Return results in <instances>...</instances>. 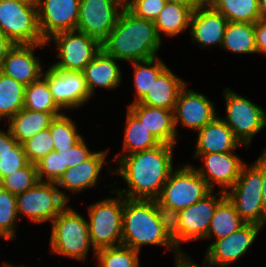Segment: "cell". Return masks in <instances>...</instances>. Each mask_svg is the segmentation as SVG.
<instances>
[{
    "label": "cell",
    "mask_w": 266,
    "mask_h": 267,
    "mask_svg": "<svg viewBox=\"0 0 266 267\" xmlns=\"http://www.w3.org/2000/svg\"><path fill=\"white\" fill-rule=\"evenodd\" d=\"M175 145L161 143L160 145L121 157L116 164L119 167L110 172L118 174L128 185V188L111 190L125 198L152 200L157 199L163 185L173 171V150Z\"/></svg>",
    "instance_id": "1"
},
{
    "label": "cell",
    "mask_w": 266,
    "mask_h": 267,
    "mask_svg": "<svg viewBox=\"0 0 266 267\" xmlns=\"http://www.w3.org/2000/svg\"><path fill=\"white\" fill-rule=\"evenodd\" d=\"M161 42L153 21L138 18L125 7L102 49L117 60L136 62L157 57Z\"/></svg>",
    "instance_id": "2"
},
{
    "label": "cell",
    "mask_w": 266,
    "mask_h": 267,
    "mask_svg": "<svg viewBox=\"0 0 266 267\" xmlns=\"http://www.w3.org/2000/svg\"><path fill=\"white\" fill-rule=\"evenodd\" d=\"M161 245L167 251H181L168 239L158 220L154 199H129L124 197L122 215V245L140 252L142 245Z\"/></svg>",
    "instance_id": "3"
},
{
    "label": "cell",
    "mask_w": 266,
    "mask_h": 267,
    "mask_svg": "<svg viewBox=\"0 0 266 267\" xmlns=\"http://www.w3.org/2000/svg\"><path fill=\"white\" fill-rule=\"evenodd\" d=\"M87 221L75 209L66 206L51 221V252L85 261L88 251L92 248L95 257L96 250L91 244Z\"/></svg>",
    "instance_id": "4"
},
{
    "label": "cell",
    "mask_w": 266,
    "mask_h": 267,
    "mask_svg": "<svg viewBox=\"0 0 266 267\" xmlns=\"http://www.w3.org/2000/svg\"><path fill=\"white\" fill-rule=\"evenodd\" d=\"M106 198L88 206V229L91 244L97 251L122 245V215L124 197Z\"/></svg>",
    "instance_id": "5"
},
{
    "label": "cell",
    "mask_w": 266,
    "mask_h": 267,
    "mask_svg": "<svg viewBox=\"0 0 266 267\" xmlns=\"http://www.w3.org/2000/svg\"><path fill=\"white\" fill-rule=\"evenodd\" d=\"M261 170L253 163H245L235 184L225 194L234 205L239 216L246 223H254L262 228L266 223V211L262 198Z\"/></svg>",
    "instance_id": "6"
},
{
    "label": "cell",
    "mask_w": 266,
    "mask_h": 267,
    "mask_svg": "<svg viewBox=\"0 0 266 267\" xmlns=\"http://www.w3.org/2000/svg\"><path fill=\"white\" fill-rule=\"evenodd\" d=\"M0 32L14 44L46 43L38 24L34 1H0Z\"/></svg>",
    "instance_id": "7"
},
{
    "label": "cell",
    "mask_w": 266,
    "mask_h": 267,
    "mask_svg": "<svg viewBox=\"0 0 266 267\" xmlns=\"http://www.w3.org/2000/svg\"><path fill=\"white\" fill-rule=\"evenodd\" d=\"M65 193L57 188L56 182L39 181L31 189L16 195L18 216L26 215L36 224L51 222L69 202Z\"/></svg>",
    "instance_id": "8"
},
{
    "label": "cell",
    "mask_w": 266,
    "mask_h": 267,
    "mask_svg": "<svg viewBox=\"0 0 266 267\" xmlns=\"http://www.w3.org/2000/svg\"><path fill=\"white\" fill-rule=\"evenodd\" d=\"M211 191L195 167L186 164L173 169L157 200L180 211L203 199Z\"/></svg>",
    "instance_id": "9"
},
{
    "label": "cell",
    "mask_w": 266,
    "mask_h": 267,
    "mask_svg": "<svg viewBox=\"0 0 266 267\" xmlns=\"http://www.w3.org/2000/svg\"><path fill=\"white\" fill-rule=\"evenodd\" d=\"M224 98L227 113L222 120L242 145L249 148L252 138L266 126V112L230 88L224 89Z\"/></svg>",
    "instance_id": "10"
},
{
    "label": "cell",
    "mask_w": 266,
    "mask_h": 267,
    "mask_svg": "<svg viewBox=\"0 0 266 267\" xmlns=\"http://www.w3.org/2000/svg\"><path fill=\"white\" fill-rule=\"evenodd\" d=\"M51 40L58 49L57 56L60 59L51 66L64 71L83 72L85 66L102 50V44L97 39L78 30L57 33L46 44H50Z\"/></svg>",
    "instance_id": "11"
},
{
    "label": "cell",
    "mask_w": 266,
    "mask_h": 267,
    "mask_svg": "<svg viewBox=\"0 0 266 267\" xmlns=\"http://www.w3.org/2000/svg\"><path fill=\"white\" fill-rule=\"evenodd\" d=\"M124 8L125 0H80L76 30L97 39L102 44L116 26Z\"/></svg>",
    "instance_id": "12"
},
{
    "label": "cell",
    "mask_w": 266,
    "mask_h": 267,
    "mask_svg": "<svg viewBox=\"0 0 266 267\" xmlns=\"http://www.w3.org/2000/svg\"><path fill=\"white\" fill-rule=\"evenodd\" d=\"M43 77L48 81L53 100L62 110L76 109L92 98L83 72L59 70L50 65Z\"/></svg>",
    "instance_id": "13"
},
{
    "label": "cell",
    "mask_w": 266,
    "mask_h": 267,
    "mask_svg": "<svg viewBox=\"0 0 266 267\" xmlns=\"http://www.w3.org/2000/svg\"><path fill=\"white\" fill-rule=\"evenodd\" d=\"M261 229L260 225L246 223L238 231L215 240L207 247L204 262L209 267H228L246 254Z\"/></svg>",
    "instance_id": "14"
},
{
    "label": "cell",
    "mask_w": 266,
    "mask_h": 267,
    "mask_svg": "<svg viewBox=\"0 0 266 267\" xmlns=\"http://www.w3.org/2000/svg\"><path fill=\"white\" fill-rule=\"evenodd\" d=\"M36 3L39 29L46 42L57 33L76 30L80 0H36Z\"/></svg>",
    "instance_id": "15"
},
{
    "label": "cell",
    "mask_w": 266,
    "mask_h": 267,
    "mask_svg": "<svg viewBox=\"0 0 266 267\" xmlns=\"http://www.w3.org/2000/svg\"><path fill=\"white\" fill-rule=\"evenodd\" d=\"M186 86L181 89L173 110L176 132L178 123L196 132L217 117L214 103Z\"/></svg>",
    "instance_id": "16"
},
{
    "label": "cell",
    "mask_w": 266,
    "mask_h": 267,
    "mask_svg": "<svg viewBox=\"0 0 266 267\" xmlns=\"http://www.w3.org/2000/svg\"><path fill=\"white\" fill-rule=\"evenodd\" d=\"M214 192L211 191L203 199L179 211L181 243L206 239L214 211L226 197L224 192Z\"/></svg>",
    "instance_id": "17"
},
{
    "label": "cell",
    "mask_w": 266,
    "mask_h": 267,
    "mask_svg": "<svg viewBox=\"0 0 266 267\" xmlns=\"http://www.w3.org/2000/svg\"><path fill=\"white\" fill-rule=\"evenodd\" d=\"M199 158H202L203 166L195 167L198 174L212 191L217 184L224 193L235 184L245 164L235 152L202 154Z\"/></svg>",
    "instance_id": "18"
},
{
    "label": "cell",
    "mask_w": 266,
    "mask_h": 267,
    "mask_svg": "<svg viewBox=\"0 0 266 267\" xmlns=\"http://www.w3.org/2000/svg\"><path fill=\"white\" fill-rule=\"evenodd\" d=\"M46 45V43L15 44L3 60L0 71L24 86L39 80L44 71L40 58L35 56V50Z\"/></svg>",
    "instance_id": "19"
},
{
    "label": "cell",
    "mask_w": 266,
    "mask_h": 267,
    "mask_svg": "<svg viewBox=\"0 0 266 267\" xmlns=\"http://www.w3.org/2000/svg\"><path fill=\"white\" fill-rule=\"evenodd\" d=\"M227 24L228 20L205 1L191 14L189 30L192 41L200 48L221 47Z\"/></svg>",
    "instance_id": "20"
},
{
    "label": "cell",
    "mask_w": 266,
    "mask_h": 267,
    "mask_svg": "<svg viewBox=\"0 0 266 267\" xmlns=\"http://www.w3.org/2000/svg\"><path fill=\"white\" fill-rule=\"evenodd\" d=\"M196 132L198 136L194 159L202 154L235 152L242 145L220 116Z\"/></svg>",
    "instance_id": "21"
},
{
    "label": "cell",
    "mask_w": 266,
    "mask_h": 267,
    "mask_svg": "<svg viewBox=\"0 0 266 267\" xmlns=\"http://www.w3.org/2000/svg\"><path fill=\"white\" fill-rule=\"evenodd\" d=\"M127 108L160 143L175 145L178 132L175 129L172 110L152 107L138 102L131 103Z\"/></svg>",
    "instance_id": "22"
},
{
    "label": "cell",
    "mask_w": 266,
    "mask_h": 267,
    "mask_svg": "<svg viewBox=\"0 0 266 267\" xmlns=\"http://www.w3.org/2000/svg\"><path fill=\"white\" fill-rule=\"evenodd\" d=\"M108 150L95 152L89 159L82 162L76 167L68 168L61 178L56 182L57 188L62 187L70 192H81L83 189H88L100 179L103 165H106V157ZM106 163V164H104Z\"/></svg>",
    "instance_id": "23"
},
{
    "label": "cell",
    "mask_w": 266,
    "mask_h": 267,
    "mask_svg": "<svg viewBox=\"0 0 266 267\" xmlns=\"http://www.w3.org/2000/svg\"><path fill=\"white\" fill-rule=\"evenodd\" d=\"M116 58L108 55L103 49L89 62L83 71L88 90L93 97L98 87L116 89L121 83V69Z\"/></svg>",
    "instance_id": "24"
},
{
    "label": "cell",
    "mask_w": 266,
    "mask_h": 267,
    "mask_svg": "<svg viewBox=\"0 0 266 267\" xmlns=\"http://www.w3.org/2000/svg\"><path fill=\"white\" fill-rule=\"evenodd\" d=\"M187 84L167 67L138 102L152 107L174 110L181 89Z\"/></svg>",
    "instance_id": "25"
},
{
    "label": "cell",
    "mask_w": 266,
    "mask_h": 267,
    "mask_svg": "<svg viewBox=\"0 0 266 267\" xmlns=\"http://www.w3.org/2000/svg\"><path fill=\"white\" fill-rule=\"evenodd\" d=\"M60 112H39L22 108L9 121L8 129L19 144H23L39 131L49 128Z\"/></svg>",
    "instance_id": "26"
},
{
    "label": "cell",
    "mask_w": 266,
    "mask_h": 267,
    "mask_svg": "<svg viewBox=\"0 0 266 267\" xmlns=\"http://www.w3.org/2000/svg\"><path fill=\"white\" fill-rule=\"evenodd\" d=\"M161 143L144 126V124L127 108L122 155H116V163L121 157L134 152L152 149Z\"/></svg>",
    "instance_id": "27"
},
{
    "label": "cell",
    "mask_w": 266,
    "mask_h": 267,
    "mask_svg": "<svg viewBox=\"0 0 266 267\" xmlns=\"http://www.w3.org/2000/svg\"><path fill=\"white\" fill-rule=\"evenodd\" d=\"M221 48L237 54L257 53L255 45V24L228 22Z\"/></svg>",
    "instance_id": "28"
},
{
    "label": "cell",
    "mask_w": 266,
    "mask_h": 267,
    "mask_svg": "<svg viewBox=\"0 0 266 267\" xmlns=\"http://www.w3.org/2000/svg\"><path fill=\"white\" fill-rule=\"evenodd\" d=\"M246 222L239 216L234 205L225 197L216 207L206 239L216 240L238 231Z\"/></svg>",
    "instance_id": "29"
},
{
    "label": "cell",
    "mask_w": 266,
    "mask_h": 267,
    "mask_svg": "<svg viewBox=\"0 0 266 267\" xmlns=\"http://www.w3.org/2000/svg\"><path fill=\"white\" fill-rule=\"evenodd\" d=\"M191 14L192 10L185 5L166 2L154 21L159 37L161 38V33L170 37L177 36L189 29Z\"/></svg>",
    "instance_id": "30"
},
{
    "label": "cell",
    "mask_w": 266,
    "mask_h": 267,
    "mask_svg": "<svg viewBox=\"0 0 266 267\" xmlns=\"http://www.w3.org/2000/svg\"><path fill=\"white\" fill-rule=\"evenodd\" d=\"M25 87L0 71V119L9 121L23 108Z\"/></svg>",
    "instance_id": "31"
},
{
    "label": "cell",
    "mask_w": 266,
    "mask_h": 267,
    "mask_svg": "<svg viewBox=\"0 0 266 267\" xmlns=\"http://www.w3.org/2000/svg\"><path fill=\"white\" fill-rule=\"evenodd\" d=\"M228 22L255 24L259 17L258 0H208Z\"/></svg>",
    "instance_id": "32"
},
{
    "label": "cell",
    "mask_w": 266,
    "mask_h": 267,
    "mask_svg": "<svg viewBox=\"0 0 266 267\" xmlns=\"http://www.w3.org/2000/svg\"><path fill=\"white\" fill-rule=\"evenodd\" d=\"M131 63L134 70L133 78L136 91L134 102L132 103H136L145 96L148 90H150L153 82L167 68V66L158 56L152 59Z\"/></svg>",
    "instance_id": "33"
},
{
    "label": "cell",
    "mask_w": 266,
    "mask_h": 267,
    "mask_svg": "<svg viewBox=\"0 0 266 267\" xmlns=\"http://www.w3.org/2000/svg\"><path fill=\"white\" fill-rule=\"evenodd\" d=\"M23 108L39 112L62 113V109L53 100L48 81L43 76L25 87Z\"/></svg>",
    "instance_id": "34"
},
{
    "label": "cell",
    "mask_w": 266,
    "mask_h": 267,
    "mask_svg": "<svg viewBox=\"0 0 266 267\" xmlns=\"http://www.w3.org/2000/svg\"><path fill=\"white\" fill-rule=\"evenodd\" d=\"M65 113L56 116L49 126L54 150L58 152L72 148L83 138L81 134H78L75 122Z\"/></svg>",
    "instance_id": "35"
},
{
    "label": "cell",
    "mask_w": 266,
    "mask_h": 267,
    "mask_svg": "<svg viewBox=\"0 0 266 267\" xmlns=\"http://www.w3.org/2000/svg\"><path fill=\"white\" fill-rule=\"evenodd\" d=\"M139 254L137 250L119 245L99 249L95 256L100 267H140Z\"/></svg>",
    "instance_id": "36"
},
{
    "label": "cell",
    "mask_w": 266,
    "mask_h": 267,
    "mask_svg": "<svg viewBox=\"0 0 266 267\" xmlns=\"http://www.w3.org/2000/svg\"><path fill=\"white\" fill-rule=\"evenodd\" d=\"M16 195L2 189L0 191V237L6 240H16L18 221Z\"/></svg>",
    "instance_id": "37"
},
{
    "label": "cell",
    "mask_w": 266,
    "mask_h": 267,
    "mask_svg": "<svg viewBox=\"0 0 266 267\" xmlns=\"http://www.w3.org/2000/svg\"><path fill=\"white\" fill-rule=\"evenodd\" d=\"M154 208L168 239L182 252L179 211L154 199Z\"/></svg>",
    "instance_id": "38"
},
{
    "label": "cell",
    "mask_w": 266,
    "mask_h": 267,
    "mask_svg": "<svg viewBox=\"0 0 266 267\" xmlns=\"http://www.w3.org/2000/svg\"><path fill=\"white\" fill-rule=\"evenodd\" d=\"M3 189L19 195L39 182L36 164L28 163L24 168L4 177Z\"/></svg>",
    "instance_id": "39"
},
{
    "label": "cell",
    "mask_w": 266,
    "mask_h": 267,
    "mask_svg": "<svg viewBox=\"0 0 266 267\" xmlns=\"http://www.w3.org/2000/svg\"><path fill=\"white\" fill-rule=\"evenodd\" d=\"M22 145L29 163L33 164H36L54 150L53 138L49 128L39 131Z\"/></svg>",
    "instance_id": "40"
},
{
    "label": "cell",
    "mask_w": 266,
    "mask_h": 267,
    "mask_svg": "<svg viewBox=\"0 0 266 267\" xmlns=\"http://www.w3.org/2000/svg\"><path fill=\"white\" fill-rule=\"evenodd\" d=\"M36 169L39 181L57 182L64 174L63 153L52 150L36 163Z\"/></svg>",
    "instance_id": "41"
},
{
    "label": "cell",
    "mask_w": 266,
    "mask_h": 267,
    "mask_svg": "<svg viewBox=\"0 0 266 267\" xmlns=\"http://www.w3.org/2000/svg\"><path fill=\"white\" fill-rule=\"evenodd\" d=\"M165 0H125V7L136 17L155 21L163 10Z\"/></svg>",
    "instance_id": "42"
},
{
    "label": "cell",
    "mask_w": 266,
    "mask_h": 267,
    "mask_svg": "<svg viewBox=\"0 0 266 267\" xmlns=\"http://www.w3.org/2000/svg\"><path fill=\"white\" fill-rule=\"evenodd\" d=\"M29 163L22 144H17L11 152L0 156V176L2 179Z\"/></svg>",
    "instance_id": "43"
},
{
    "label": "cell",
    "mask_w": 266,
    "mask_h": 267,
    "mask_svg": "<svg viewBox=\"0 0 266 267\" xmlns=\"http://www.w3.org/2000/svg\"><path fill=\"white\" fill-rule=\"evenodd\" d=\"M63 153V159H64V172L68 168L76 167L82 162L89 159L95 152L89 150V147H87V144L84 141V138H82L77 144H75L70 149L61 150Z\"/></svg>",
    "instance_id": "44"
},
{
    "label": "cell",
    "mask_w": 266,
    "mask_h": 267,
    "mask_svg": "<svg viewBox=\"0 0 266 267\" xmlns=\"http://www.w3.org/2000/svg\"><path fill=\"white\" fill-rule=\"evenodd\" d=\"M255 45L257 54L266 55V23L261 21L255 23Z\"/></svg>",
    "instance_id": "45"
},
{
    "label": "cell",
    "mask_w": 266,
    "mask_h": 267,
    "mask_svg": "<svg viewBox=\"0 0 266 267\" xmlns=\"http://www.w3.org/2000/svg\"><path fill=\"white\" fill-rule=\"evenodd\" d=\"M17 144V140L12 136L9 129L7 131L0 130V156L11 152Z\"/></svg>",
    "instance_id": "46"
},
{
    "label": "cell",
    "mask_w": 266,
    "mask_h": 267,
    "mask_svg": "<svg viewBox=\"0 0 266 267\" xmlns=\"http://www.w3.org/2000/svg\"><path fill=\"white\" fill-rule=\"evenodd\" d=\"M260 170H261V176L263 180L262 184V198H263V204L266 211V152L263 151L260 157L253 162Z\"/></svg>",
    "instance_id": "47"
},
{
    "label": "cell",
    "mask_w": 266,
    "mask_h": 267,
    "mask_svg": "<svg viewBox=\"0 0 266 267\" xmlns=\"http://www.w3.org/2000/svg\"><path fill=\"white\" fill-rule=\"evenodd\" d=\"M173 259L175 261V267H200L191 259L189 255L187 256L185 252H181L180 254H175ZM203 263L204 267H209L208 265H206L204 260Z\"/></svg>",
    "instance_id": "48"
},
{
    "label": "cell",
    "mask_w": 266,
    "mask_h": 267,
    "mask_svg": "<svg viewBox=\"0 0 266 267\" xmlns=\"http://www.w3.org/2000/svg\"><path fill=\"white\" fill-rule=\"evenodd\" d=\"M14 45L15 44L8 37L0 32V67L8 52Z\"/></svg>",
    "instance_id": "49"
},
{
    "label": "cell",
    "mask_w": 266,
    "mask_h": 267,
    "mask_svg": "<svg viewBox=\"0 0 266 267\" xmlns=\"http://www.w3.org/2000/svg\"><path fill=\"white\" fill-rule=\"evenodd\" d=\"M168 3H174L178 5H185L190 8L192 11L199 8L205 0H165Z\"/></svg>",
    "instance_id": "50"
},
{
    "label": "cell",
    "mask_w": 266,
    "mask_h": 267,
    "mask_svg": "<svg viewBox=\"0 0 266 267\" xmlns=\"http://www.w3.org/2000/svg\"><path fill=\"white\" fill-rule=\"evenodd\" d=\"M259 17L258 21L266 23V0H258Z\"/></svg>",
    "instance_id": "51"
},
{
    "label": "cell",
    "mask_w": 266,
    "mask_h": 267,
    "mask_svg": "<svg viewBox=\"0 0 266 267\" xmlns=\"http://www.w3.org/2000/svg\"><path fill=\"white\" fill-rule=\"evenodd\" d=\"M3 264H4V267H25L23 264L22 266L11 265V264H8L7 262H3Z\"/></svg>",
    "instance_id": "52"
},
{
    "label": "cell",
    "mask_w": 266,
    "mask_h": 267,
    "mask_svg": "<svg viewBox=\"0 0 266 267\" xmlns=\"http://www.w3.org/2000/svg\"><path fill=\"white\" fill-rule=\"evenodd\" d=\"M3 189V180L2 177L0 176V191Z\"/></svg>",
    "instance_id": "53"
},
{
    "label": "cell",
    "mask_w": 266,
    "mask_h": 267,
    "mask_svg": "<svg viewBox=\"0 0 266 267\" xmlns=\"http://www.w3.org/2000/svg\"><path fill=\"white\" fill-rule=\"evenodd\" d=\"M0 1H34V0H0Z\"/></svg>",
    "instance_id": "54"
}]
</instances>
